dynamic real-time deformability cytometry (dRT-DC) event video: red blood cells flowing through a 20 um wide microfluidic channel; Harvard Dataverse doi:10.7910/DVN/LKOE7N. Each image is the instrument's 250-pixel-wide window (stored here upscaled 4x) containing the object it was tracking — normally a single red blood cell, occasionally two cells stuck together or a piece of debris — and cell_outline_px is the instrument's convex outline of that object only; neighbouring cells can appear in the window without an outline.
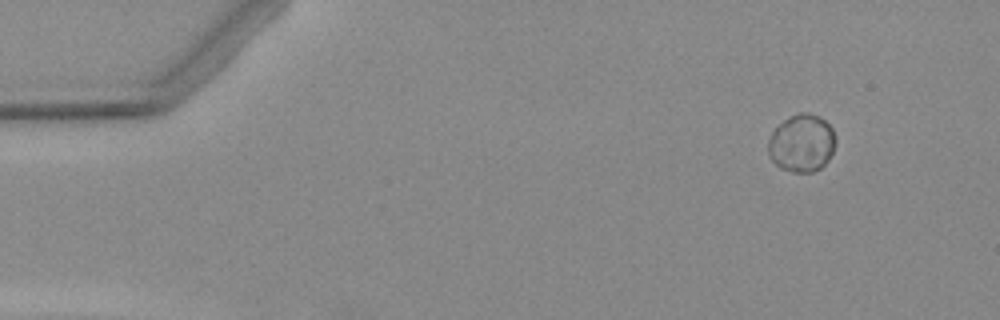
{"species": "Egyptian fruit bat (a non-hibernating species)", "species_latin": "Rousettus aegyptiacus", "temperature_condition": "warm", "stored_images_in_passage": 6, "segment_of_instrument_passage": [1, 2], "camera_frame_rate_fps": 3000, "um_per_image_px": 0.085, "animal": {"sex": "female"}, "frame": {"image": 1, "passage_image": 2, "time_ms": 1.333, "image_size_px": [1000, 320], "cell_outline_px": [[836, 144], [828, 160], [820, 168], [812, 172], [792, 172], [780, 168], [772, 160], [768, 152], [768, 140], [772, 132], [788, 116], [800, 112], [808, 112], [820, 116], [832, 128], [836, 140]], "centroid_in_image_um": [68.15, 12.16], "position_along_channel_um": 16.8, "area_um2": 22.72}}